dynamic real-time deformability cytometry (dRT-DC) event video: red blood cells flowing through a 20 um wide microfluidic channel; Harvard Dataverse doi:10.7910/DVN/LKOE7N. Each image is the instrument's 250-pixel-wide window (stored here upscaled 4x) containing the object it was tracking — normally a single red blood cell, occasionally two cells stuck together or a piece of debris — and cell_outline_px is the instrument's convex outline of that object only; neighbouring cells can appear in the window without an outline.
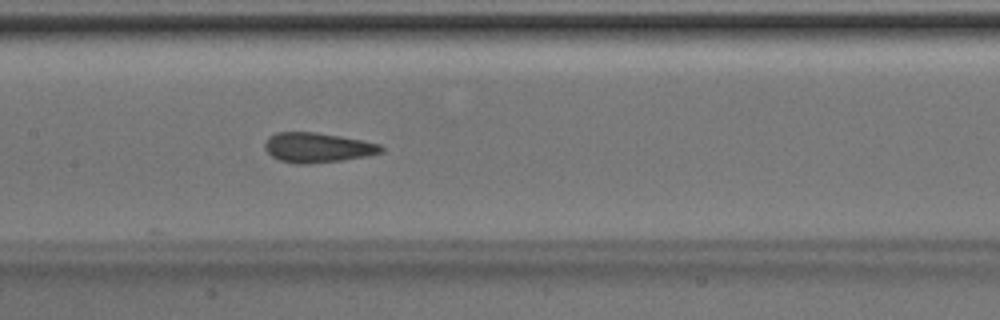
{"species": "Egyptian fruit bat (a non-hibernating species)", "species_latin": "Rousettus aegyptiacus", "temperature_condition": "room temperature", "stored_images_in_passage": 8, "camera_frame_rate_fps": 3000, "um_per_image_px": 0.085, "animal": {"sex": "male"}, "frame": {"image": 1, "passage_image": 8, "time_ms": 2.333, "image_size_px": [1000, 320], "cell_outline_px": [[384, 152], [368, 156], [340, 160], [308, 164], [296, 164], [280, 160], [272, 156], [264, 148], [264, 144], [268, 136], [276, 132], [316, 132], [364, 140], [380, 144], [384, 148]], "centroid_in_image_um": [27.0, 12.54], "position_along_channel_um": 180.4, "area_um2": 20.35}}